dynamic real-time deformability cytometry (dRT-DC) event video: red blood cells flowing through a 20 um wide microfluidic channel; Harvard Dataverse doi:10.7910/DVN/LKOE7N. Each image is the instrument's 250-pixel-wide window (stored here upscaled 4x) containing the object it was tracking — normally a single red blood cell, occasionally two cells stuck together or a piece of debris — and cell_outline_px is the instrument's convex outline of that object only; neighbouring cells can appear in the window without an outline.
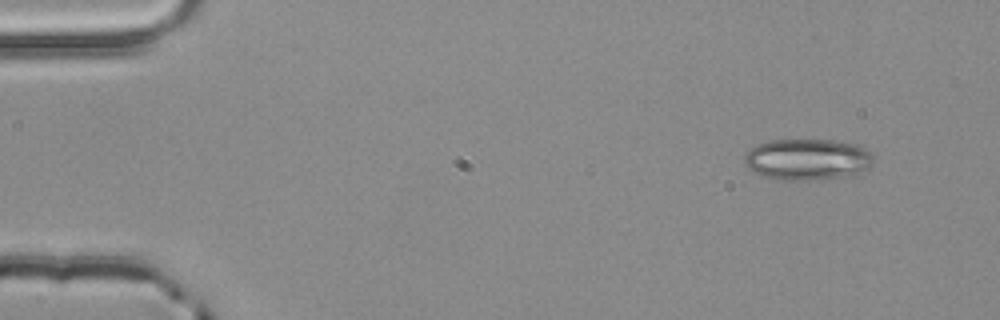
{"species": "common noctule bat (a hibernating species)", "species_latin": "Nyctalus noctula", "temperature_condition": "room temperature", "stored_images_in_passage": 4, "camera_frame_rate_fps": 3000, "um_per_image_px": 0.085, "animal": {"sex": "male", "body_mass_g": 20.4}, "frame": {"image": 1, "passage_image": 1, "time_ms": 0.0, "image_size_px": [1000, 320], "cell_outline_px": [[872, 164], [868, 168], [852, 176], [812, 180], [780, 180], [764, 176], [748, 168], [744, 160], [744, 152], [748, 148], [756, 144], [768, 140], [836, 140], [856, 144], [868, 148], [872, 152]], "centroid_in_image_um": [68.63, 13.54], "position_along_channel_um": 16.4, "area_um2": 31.56}}